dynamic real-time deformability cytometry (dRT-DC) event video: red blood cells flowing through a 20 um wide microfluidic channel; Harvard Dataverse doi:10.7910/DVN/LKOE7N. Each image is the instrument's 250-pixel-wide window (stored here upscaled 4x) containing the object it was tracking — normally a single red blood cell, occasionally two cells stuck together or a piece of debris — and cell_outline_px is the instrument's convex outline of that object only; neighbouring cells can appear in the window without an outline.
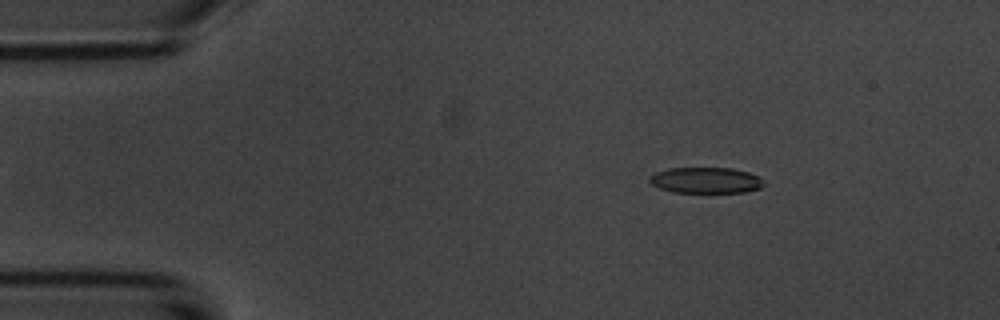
{"species": "common noctule bat (a hibernating species)", "species_latin": "Nyctalus noctula", "temperature_condition": "room temperature", "stored_images_in_passage": 4, "camera_frame_rate_fps": 3000, "um_per_image_px": 0.085, "animal": {"sex": "male", "body_mass_g": 20.1, "forearm_length_mm": 53.5}, "frame": {"image": 1, "passage_image": 2, "time_ms": 1.333, "image_size_px": [1000, 320], "cell_outline_px": [[764, 184], [760, 188], [744, 192], [672, 192], [660, 188], [652, 184], [648, 180], [648, 176], [656, 172], [668, 168], [732, 168], [748, 172], [756, 176]], "centroid_in_image_um": [59.93, 15.32], "position_along_channel_um": 25.1, "area_um2": 17.11}}